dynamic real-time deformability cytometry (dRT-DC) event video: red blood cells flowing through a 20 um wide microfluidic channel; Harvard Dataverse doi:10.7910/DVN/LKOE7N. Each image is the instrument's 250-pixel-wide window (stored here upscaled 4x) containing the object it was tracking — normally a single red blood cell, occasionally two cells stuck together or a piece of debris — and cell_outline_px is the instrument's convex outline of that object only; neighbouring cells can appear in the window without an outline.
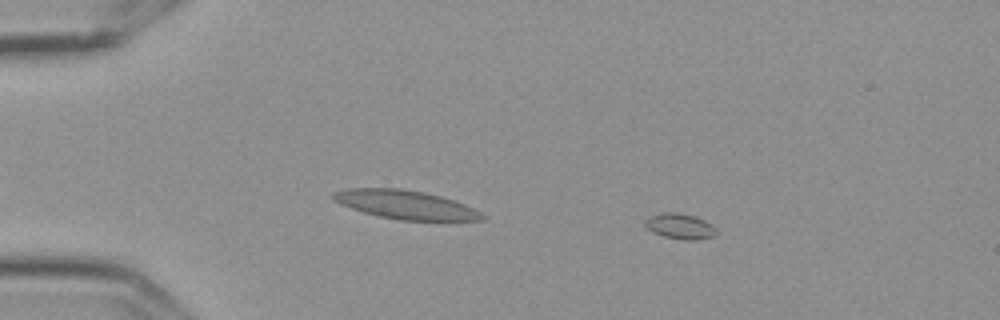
{"species": "Egyptian fruit bat (a non-hibernating species)", "species_latin": "Rousettus aegyptiacus", "temperature_condition": "cold", "stored_images_in_passage": 57, "camera_frame_rate_fps": 3000, "um_per_image_px": 0.085, "frame": {"image": 1, "passage_image": 10, "time_ms": 3.0, "image_size_px": [1000, 320], "cell_outline_px": [[716, 236], [696, 240], [684, 240], [664, 236], [652, 232], [644, 224], [644, 220], [648, 216], [664, 212], [676, 212], [696, 216], [712, 224], [716, 228]], "centroid_in_image_um": [57.81, 19.22], "position_along_channel_um": 27.2, "area_um2": 10.75}}
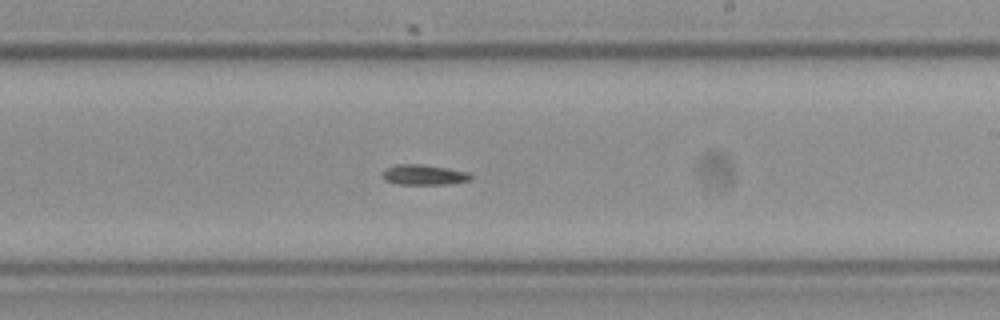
{"frame": {"image": 2, "passage_image": 35, "time_ms": 11.333, "image_size_px": [1000, 320], "cell_outline_px": [[472, 180], [448, 184], [396, 184], [384, 180], [380, 176], [388, 168], [396, 164], [420, 164], [448, 168], [468, 172], [472, 176]], "centroid_in_image_um": [36.03, 14.86], "position_along_channel_um": 253.0, "area_um2": 10.46}}
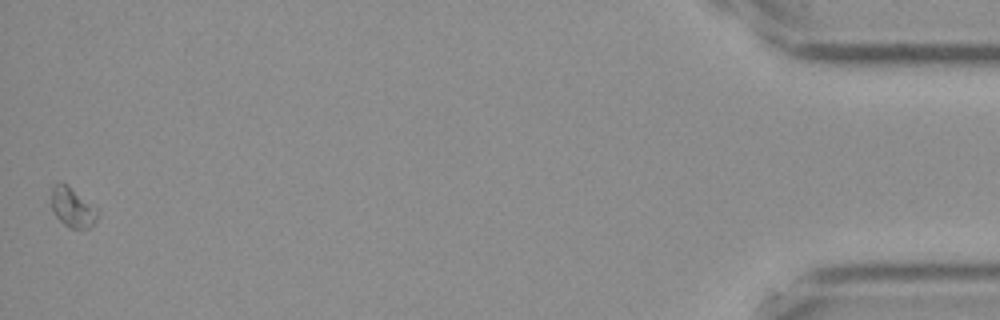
{"frame": {"image": 3, "passage_image": 57, "time_ms": 18.667, "image_size_px": [1000, 320], "cell_outline_px": [[100, 212], [96, 220], [88, 228], [72, 228], [64, 224], [56, 216], [52, 208], [52, 188], [60, 180], [68, 184], [96, 208]], "centroid_in_image_um": [6.17, 17.6], "position_along_channel_um": 429.0, "area_um2": 10.58}, "authors_computed_cell_mechanics": {"area_um2": 10.3462, "velocity_mm_per_s": 3.5842, "shape_relaxation_time_tau1_ms": 5.4752, "shape_relaxation_time_tau2_ms": null, "deformation_change_tau1": 0.1316, "deformation_change_tau2": null}}